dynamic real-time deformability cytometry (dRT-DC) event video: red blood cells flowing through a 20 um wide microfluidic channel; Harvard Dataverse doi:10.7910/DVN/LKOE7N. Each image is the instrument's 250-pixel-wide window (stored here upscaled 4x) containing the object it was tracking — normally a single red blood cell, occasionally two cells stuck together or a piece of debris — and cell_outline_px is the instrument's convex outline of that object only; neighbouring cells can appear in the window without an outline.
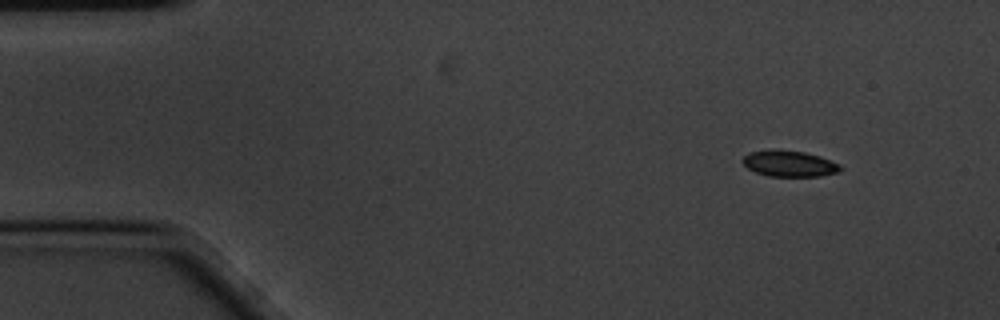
{"species": "common noctule bat (a hibernating species)", "species_latin": "Nyctalus noctula", "temperature_condition": "cold", "stored_images_in_passage": 53, "camera_frame_rate_fps": 3000, "um_per_image_px": 0.085, "animal": {"sex": "male", "body_mass_g": 20.1, "forearm_length_mm": 53.5}, "frame": {"image": 1, "passage_image": 1, "time_ms": 0.0, "image_size_px": [1000, 320], "cell_outline_px": [[844, 168], [840, 172], [820, 176], [768, 176], [756, 172], [748, 168], [740, 160], [748, 152], [804, 152], [820, 156], [840, 164]], "centroid_in_image_um": [67.16, 13.95], "position_along_channel_um": 17.8, "area_um2": 14.33}}
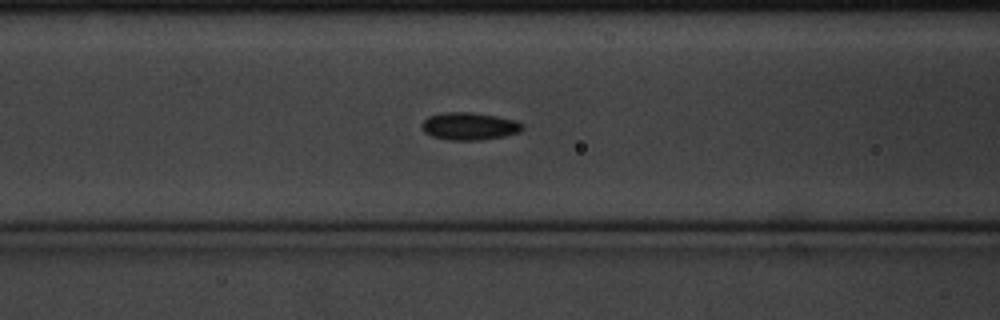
{"frame": {"image": 2, "passage_image": 18, "time_ms": 5.667, "image_size_px": [1000, 320], "cell_outline_px": [[524, 128], [520, 132], [504, 136], [480, 140], [448, 140], [432, 136], [424, 132], [420, 128], [420, 124], [428, 116], [444, 112], [472, 112], [496, 116], [512, 120], [524, 124]], "centroid_in_image_um": [39.86, 10.73], "position_along_channel_um": 126.7, "area_um2": 16.24}}
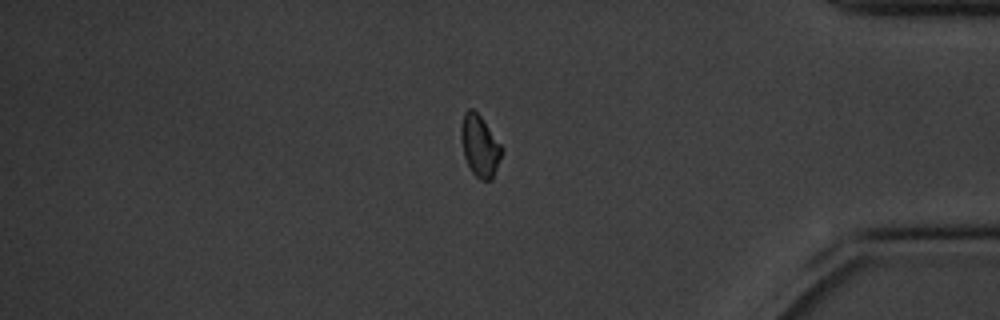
{"frame": {"image": 3, "passage_image": 44, "time_ms": 14.333, "image_size_px": [1000, 320], "cell_outline_px": [[504, 152], [492, 180], [480, 180], [472, 172], [464, 156], [460, 136], [460, 128], [464, 112], [468, 108], [472, 108], [480, 116], [504, 148]], "centroid_in_image_um": [40.8, 12.41], "position_along_channel_um": 394.4, "area_um2": 14.74}}